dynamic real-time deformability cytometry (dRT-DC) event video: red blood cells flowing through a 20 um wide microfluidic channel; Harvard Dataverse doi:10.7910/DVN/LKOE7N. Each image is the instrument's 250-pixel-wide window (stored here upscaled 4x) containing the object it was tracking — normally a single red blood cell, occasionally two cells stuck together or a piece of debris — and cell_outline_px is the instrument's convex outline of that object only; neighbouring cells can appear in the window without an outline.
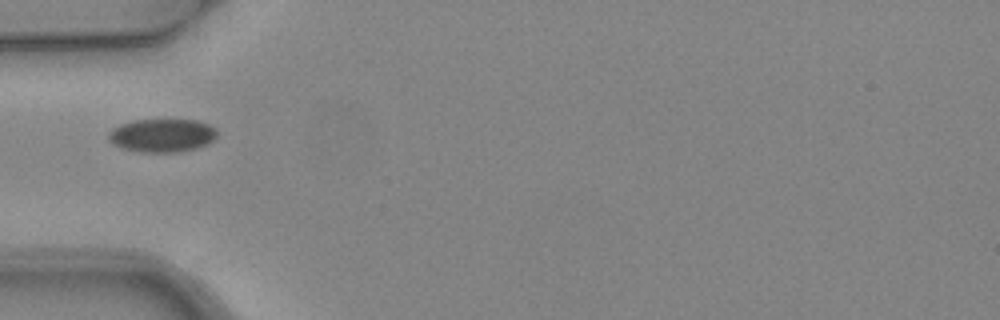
{"species": "common noctule bat (a hibernating species)", "species_latin": "Nyctalus noctula", "temperature_condition": "warm", "stored_images_in_passage": 1, "camera_frame_rate_fps": 3000, "um_per_image_px": 0.085, "animal": {"sex": "female", "body_mass_g": 24.6, "forearm_length_mm": 56.2}, "frame": {"image": 1, "passage_image": 1, "time_ms": 0.0, "image_size_px": [1000, 320], "cell_outline_px": [[216, 136], [208, 144], [196, 148], [180, 152], [140, 152], [120, 148], [112, 144], [108, 140], [108, 132], [112, 128], [120, 124], [132, 120], [196, 120], [208, 124], [216, 128]], "centroid_in_image_um": [13.74, 11.51], "position_along_channel_um": 71.3, "area_um2": 21.27}}